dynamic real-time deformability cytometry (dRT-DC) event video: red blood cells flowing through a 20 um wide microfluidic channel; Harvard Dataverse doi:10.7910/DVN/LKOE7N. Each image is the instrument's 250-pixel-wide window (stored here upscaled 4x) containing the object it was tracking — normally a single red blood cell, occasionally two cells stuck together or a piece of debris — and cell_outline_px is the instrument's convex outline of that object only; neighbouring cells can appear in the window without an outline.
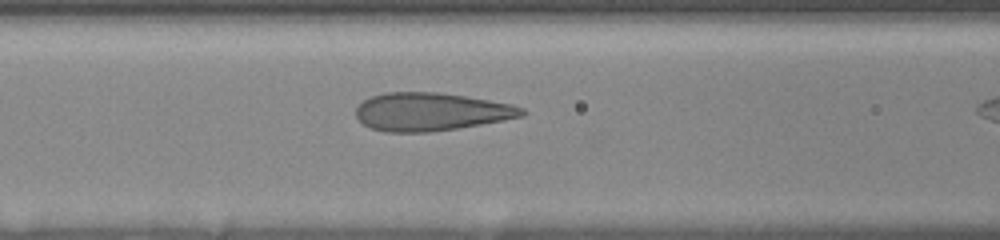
{"species": "human", "species_latin": "Homo sapiens", "temperature_condition": "room temperature", "stored_images_in_passage": 31, "camera_frame_rate_fps": 3000, "um_per_image_px": 0.085, "donor": {"sex": "female"}, "frame": {"image": 1, "passage_image": 16, "time_ms": 6.0, "image_size_px": [1000, 240], "cell_outline_px": [[528, 112], [524, 116], [504, 120], [460, 128], [432, 132], [384, 132], [368, 128], [356, 116], [356, 108], [364, 100], [372, 96], [384, 92], [436, 92], [464, 96], [512, 104], [524, 108]], "centroid_in_image_um": [36.64, 9.51], "position_along_channel_um": 130.0, "area_um2": 36.99}}
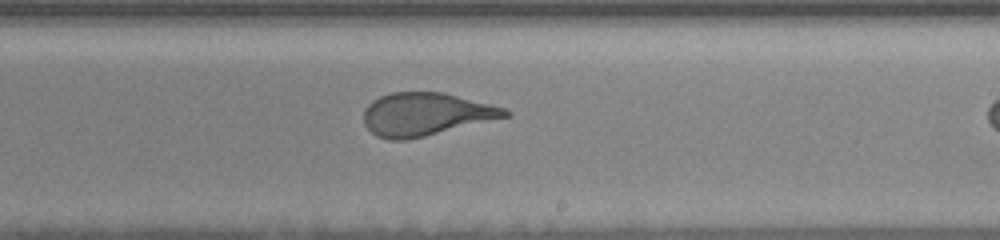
{"frame": {"image": 2, "passage_image": 24, "time_ms": 9.333, "image_size_px": [1000, 240], "cell_outline_px": [[512, 116], [408, 140], [388, 140], [376, 136], [364, 124], [364, 108], [372, 100], [380, 96], [392, 92], [444, 92], [504, 108], [512, 112]], "centroid_in_image_um": [36.18, 9.72], "position_along_channel_um": 252.8, "area_um2": 35.55}}
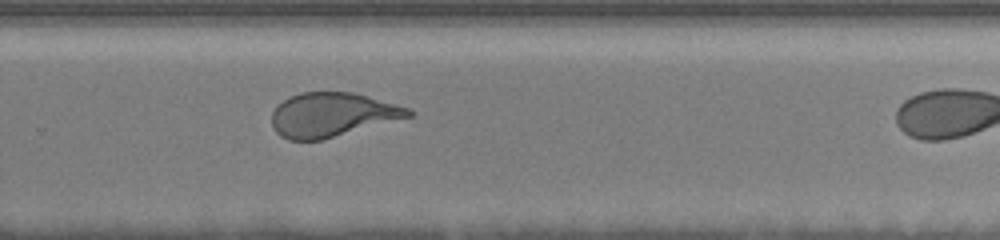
{"frame": {"image": 3, "passage_image": 28, "time_ms": 10.667, "image_size_px": [1000, 240], "cell_outline_px": [[416, 112], [412, 116], [320, 140], [288, 140], [280, 136], [276, 132], [272, 124], [272, 112], [284, 100], [300, 92], [352, 92], [368, 96], [408, 108]], "centroid_in_image_um": [28.22, 9.75], "position_along_channel_um": 301.6, "area_um2": 34.74}}